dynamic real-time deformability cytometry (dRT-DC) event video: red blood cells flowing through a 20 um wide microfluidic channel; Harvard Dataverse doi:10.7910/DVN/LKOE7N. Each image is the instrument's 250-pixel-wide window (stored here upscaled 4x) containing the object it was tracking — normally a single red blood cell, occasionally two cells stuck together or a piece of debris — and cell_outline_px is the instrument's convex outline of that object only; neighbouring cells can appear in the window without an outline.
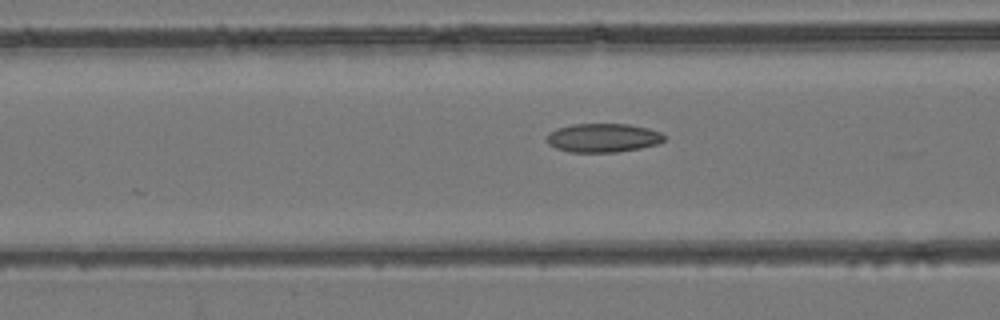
{"species": "common noctule bat (a hibernating species)", "species_latin": "Nyctalus noctula", "temperature_condition": "room temperature", "stored_images_in_passage": 23, "camera_frame_rate_fps": 3000, "um_per_image_px": 0.085, "animal": {"sex": "female", "body_mass_g": 24.6, "forearm_length_mm": 56.2}, "frame": {"image": 1, "passage_image": 13, "time_ms": 4.0, "image_size_px": [1000, 320], "cell_outline_px": [[668, 136], [660, 144], [640, 148], [616, 152], [568, 152], [556, 148], [548, 144], [544, 140], [548, 132], [556, 128], [572, 124], [628, 124], [648, 128], [660, 132]], "centroid_in_image_um": [51.24, 11.71], "position_along_channel_um": 115.4, "area_um2": 20.06}}
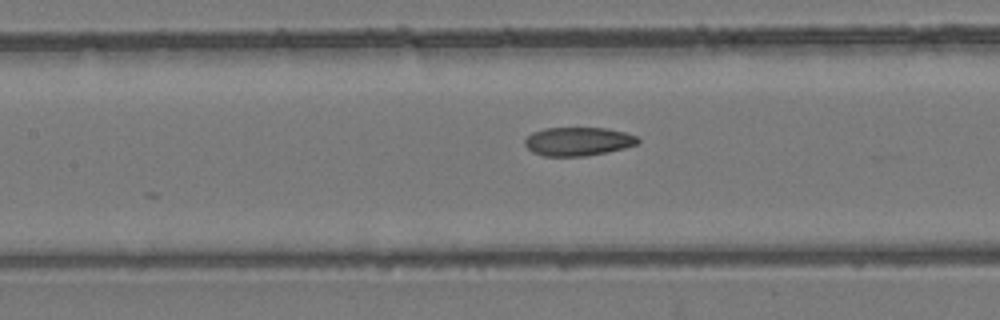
{"frame": {"image": 2, "passage_image": 16, "time_ms": 5.0, "image_size_px": [1000, 320], "cell_outline_px": [[640, 140], [636, 144], [624, 148], [584, 156], [544, 156], [532, 152], [524, 144], [524, 140], [532, 132], [544, 128], [608, 128], [624, 132], [636, 136]], "centroid_in_image_um": [49.1, 12.01], "position_along_channel_um": 158.3, "area_um2": 18.73}}
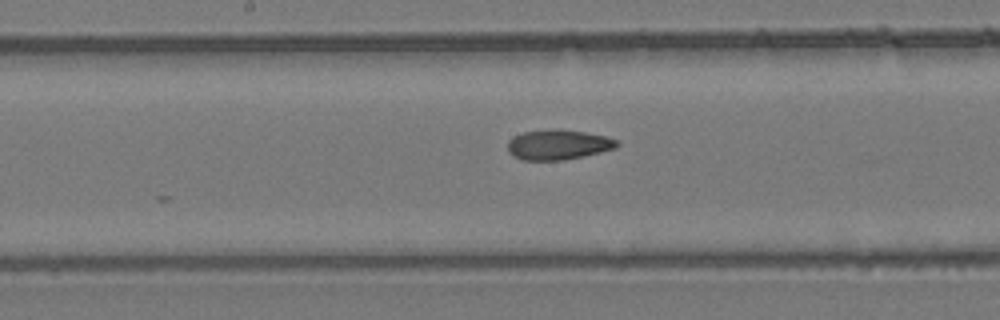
{"frame": {"image": 3, "passage_image": 19, "time_ms": 6.0, "image_size_px": [1000, 320], "cell_outline_px": [[620, 144], [616, 148], [584, 156], [564, 160], [524, 160], [512, 156], [508, 152], [508, 140], [512, 136], [524, 132], [556, 128], [560, 128], [584, 132], [604, 136], [616, 140]], "centroid_in_image_um": [47.41, 12.29], "position_along_channel_um": 200.8, "area_um2": 19.25}}